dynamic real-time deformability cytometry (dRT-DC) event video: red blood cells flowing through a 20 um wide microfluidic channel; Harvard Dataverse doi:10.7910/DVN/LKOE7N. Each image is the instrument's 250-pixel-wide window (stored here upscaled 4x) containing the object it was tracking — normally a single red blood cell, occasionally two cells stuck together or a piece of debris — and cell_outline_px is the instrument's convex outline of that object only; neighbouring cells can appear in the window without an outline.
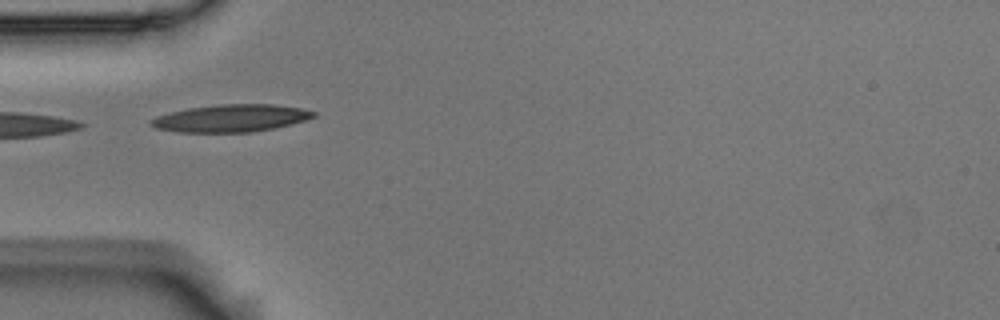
{"species": "Egyptian fruit bat (a non-hibernating species)", "species_latin": "Rousettus aegyptiacus", "temperature_condition": "room temperature", "stored_images_in_passage": 7, "camera_frame_rate_fps": 3000, "um_per_image_px": 0.085, "animal": {"sex": "male"}, "frame": {"image": 1, "passage_image": 2, "time_ms": 0.333, "image_size_px": [1000, 320], "cell_outline_px": [[316, 116], [304, 120], [272, 128], [252, 132], [180, 132], [156, 128], [148, 124], [148, 120], [156, 116], [188, 108], [220, 104], [272, 104], [300, 108], [316, 112]], "centroid_in_image_um": [19.58, 10.04], "position_along_channel_um": 65.4, "area_um2": 25.72}}
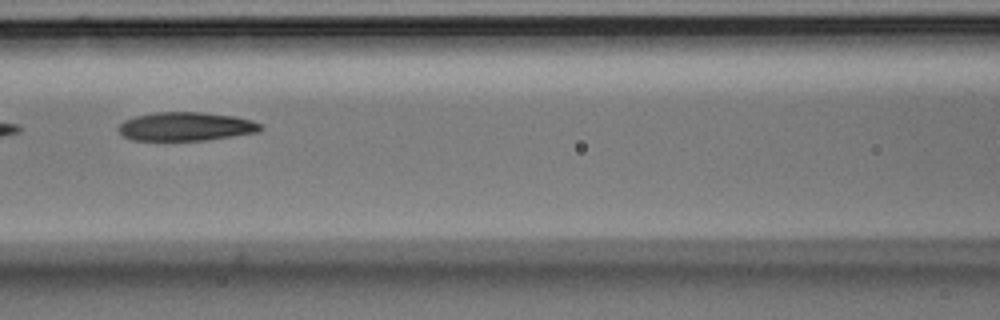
{"frame": {"image": 2, "passage_image": 4, "time_ms": 1.0, "image_size_px": [1000, 320], "cell_outline_px": [[264, 128], [260, 132], [208, 140], [132, 140], [124, 136], [116, 128], [124, 120], [136, 116], [152, 112], [200, 112], [232, 116], [252, 120], [260, 124]], "centroid_in_image_um": [15.81, 10.75], "position_along_channel_um": 150.8, "area_um2": 23.81}}
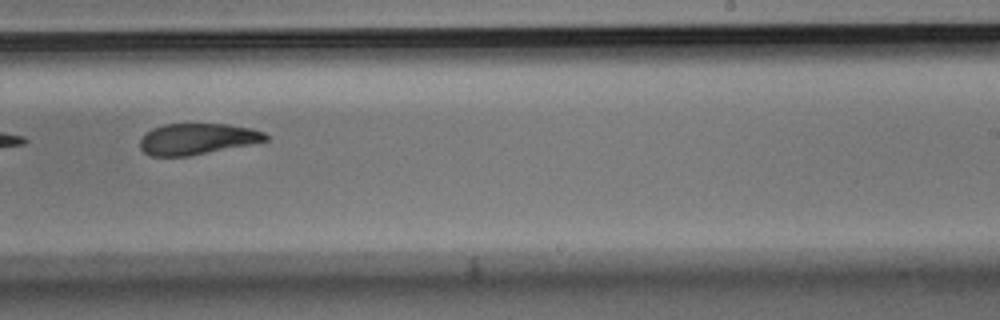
{"frame": {"image": 3, "passage_image": 7, "time_ms": 2.0, "image_size_px": [1000, 320], "cell_outline_px": [[268, 140], [252, 144], [188, 156], [152, 156], [144, 152], [140, 148], [140, 140], [152, 128], [164, 124], [228, 124], [252, 128], [264, 132], [268, 136]], "centroid_in_image_um": [16.78, 11.81], "position_along_channel_um": 272.2, "area_um2": 22.72}}